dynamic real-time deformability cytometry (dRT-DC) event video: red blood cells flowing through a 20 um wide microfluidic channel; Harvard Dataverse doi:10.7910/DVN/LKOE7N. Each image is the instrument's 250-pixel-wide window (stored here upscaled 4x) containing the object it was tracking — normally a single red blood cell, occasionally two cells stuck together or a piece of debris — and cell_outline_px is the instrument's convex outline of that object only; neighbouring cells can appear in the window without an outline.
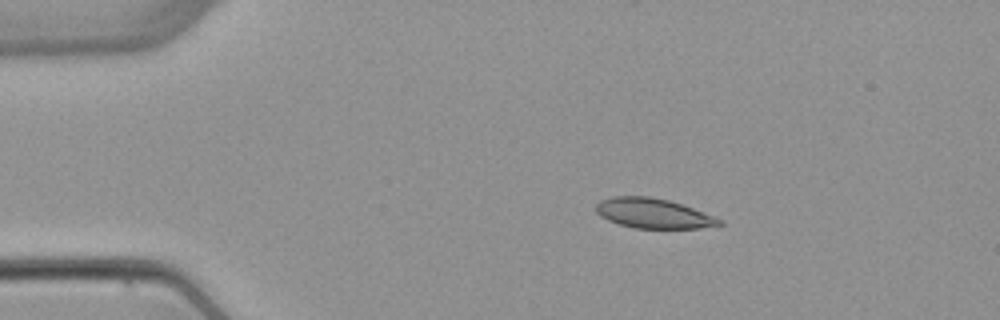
{"species": "common noctule bat (a hibernating species)", "species_latin": "Nyctalus noctula", "temperature_condition": "warm", "stored_images_in_passage": 5, "camera_frame_rate_fps": 3000, "um_per_image_px": 0.085, "animal": {"sex": "female", "body_mass_g": 22.7, "forearm_length_mm": 54.2}, "frame": {"image": 1, "passage_image": 2, "time_ms": 1.333, "image_size_px": [1000, 320], "cell_outline_px": [[724, 224], [700, 228], [636, 228], [620, 224], [608, 220], [600, 216], [596, 212], [596, 204], [600, 200], [612, 196], [648, 196], [668, 200], [692, 208], [724, 220]], "centroid_in_image_um": [55.51, 18.13], "position_along_channel_um": 29.5, "area_um2": 21.33}}
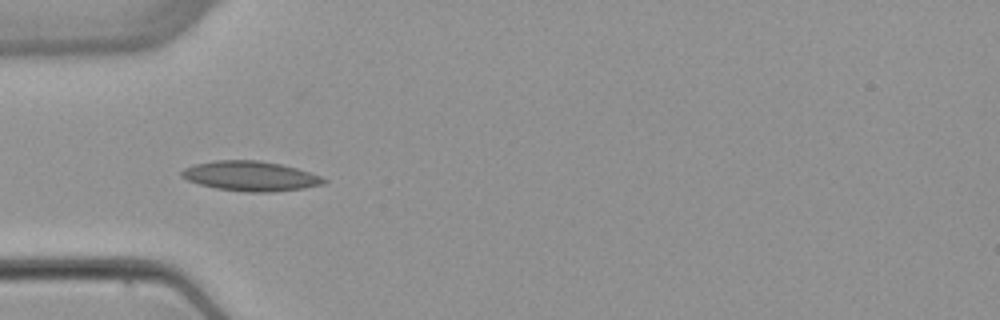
{"frame": {"image": 2, "passage_image": 4, "time_ms": 3.667, "image_size_px": [1000, 320], "cell_outline_px": [[328, 180], [324, 184], [304, 188], [272, 192], [244, 192], [216, 188], [200, 184], [188, 180], [180, 176], [180, 172], [184, 168], [196, 164], [216, 160], [256, 160], [280, 164], [296, 168], [320, 176]], "centroid_in_image_um": [21.29, 14.97], "position_along_channel_um": 63.7, "area_um2": 24.57}}
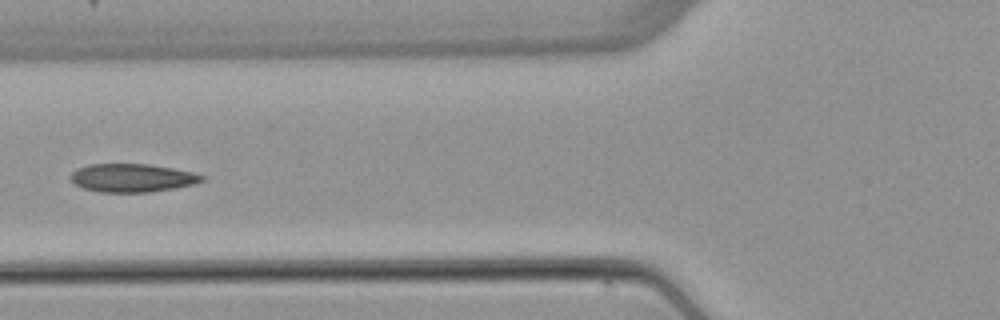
{"frame": {"image": 3, "passage_image": 5, "time_ms": 5.0, "image_size_px": [1000, 320], "cell_outline_px": [[204, 180], [196, 184], [152, 192], [100, 192], [84, 188], [76, 184], [68, 176], [76, 168], [88, 164], [148, 164], [172, 168], [192, 172], [204, 176]], "centroid_in_image_um": [11.23, 15.12], "position_along_channel_um": 114.6, "area_um2": 21.68}}